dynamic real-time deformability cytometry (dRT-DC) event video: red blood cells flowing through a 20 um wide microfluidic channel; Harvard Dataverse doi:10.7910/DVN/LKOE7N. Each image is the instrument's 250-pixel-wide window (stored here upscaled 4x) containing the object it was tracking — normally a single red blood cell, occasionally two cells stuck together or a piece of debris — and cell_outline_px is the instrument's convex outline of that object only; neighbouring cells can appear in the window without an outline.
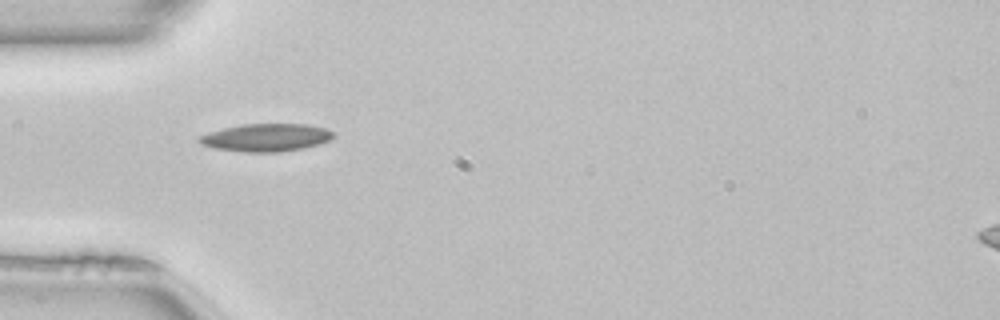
{"species": "common noctule bat (a hibernating species)", "species_latin": "Nyctalus noctula", "temperature_condition": "room temperature", "stored_images_in_passage": 29, "camera_frame_rate_fps": 3000, "um_per_image_px": 0.085, "animal": {"sex": "female", "body_mass_g": 22.7, "forearm_length_mm": 54.2}, "frame": {"image": 1, "passage_image": 1, "time_ms": 0.0, "image_size_px": [1000, 320], "cell_outline_px": [[336, 136], [320, 144], [304, 148], [280, 152], [244, 152], [212, 148], [200, 144], [196, 140], [200, 136], [224, 128], [244, 124], [304, 124], [324, 128], [332, 132]], "centroid_in_image_um": [22.61, 11.7], "position_along_channel_um": 62.4, "area_um2": 21.62}}